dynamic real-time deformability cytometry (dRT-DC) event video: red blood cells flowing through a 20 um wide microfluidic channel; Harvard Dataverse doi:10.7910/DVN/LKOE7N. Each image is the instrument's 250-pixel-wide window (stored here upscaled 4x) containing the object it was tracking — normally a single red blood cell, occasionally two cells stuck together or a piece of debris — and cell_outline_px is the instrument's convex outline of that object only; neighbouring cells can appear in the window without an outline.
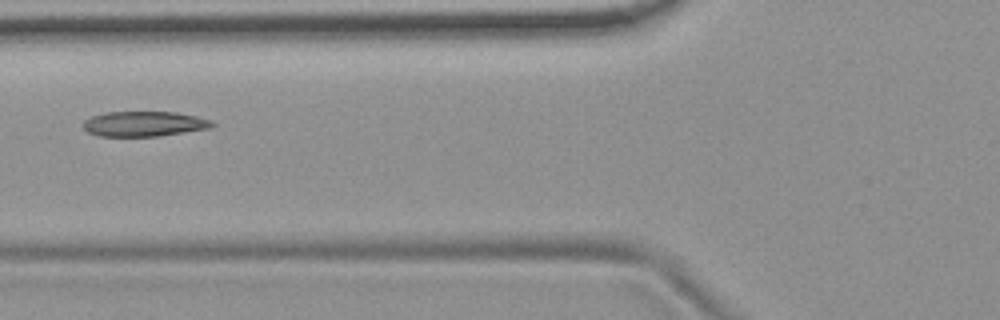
{"species": "common noctule bat (a hibernating species)", "species_latin": "Nyctalus noctula", "temperature_condition": "room temperature", "stored_images_in_passage": 5, "camera_frame_rate_fps": 3000, "um_per_image_px": 0.085, "animal": {"sex": "female", "body_mass_g": 19.9}, "frame": {"image": 1, "passage_image": 5, "time_ms": 1.333, "image_size_px": [1000, 320], "cell_outline_px": [[216, 124], [212, 128], [160, 136], [100, 136], [88, 132], [84, 128], [84, 120], [92, 116], [108, 112], [176, 112], [196, 116], [212, 120]], "centroid_in_image_um": [12.31, 10.53], "position_along_channel_um": 113.5, "area_um2": 18.9}}